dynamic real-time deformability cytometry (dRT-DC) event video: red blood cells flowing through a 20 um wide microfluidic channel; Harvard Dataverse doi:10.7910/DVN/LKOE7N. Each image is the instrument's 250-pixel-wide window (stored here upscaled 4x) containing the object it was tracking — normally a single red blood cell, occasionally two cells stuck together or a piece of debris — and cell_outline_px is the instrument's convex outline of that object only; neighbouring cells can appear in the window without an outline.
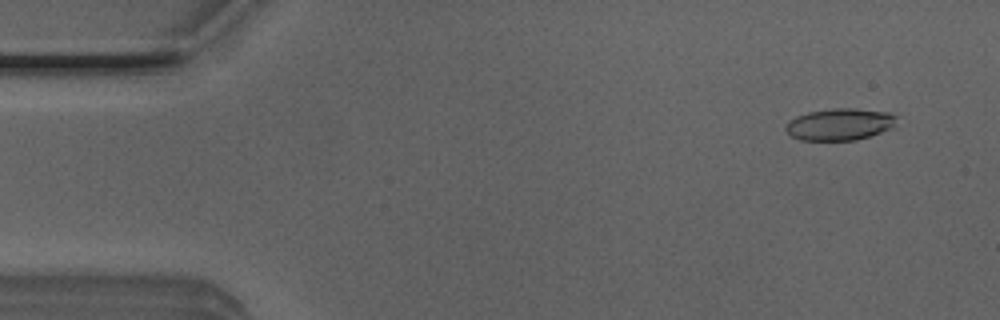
{"species": "Egyptian fruit bat (a non-hibernating species)", "species_latin": "Rousettus aegyptiacus", "temperature_condition": "room temperature", "stored_images_in_passage": 48, "camera_frame_rate_fps": 3000, "um_per_image_px": 0.085, "animal": {"sex": "male"}, "frame": {"image": 1, "passage_image": 4, "time_ms": 1.0, "image_size_px": [1000, 320], "cell_outline_px": [[896, 116], [892, 128], [856, 140], [800, 140], [792, 136], [784, 128], [788, 120], [796, 116], [808, 112], [832, 108], [856, 108], [888, 112]], "centroid_in_image_um": [71.34, 10.56], "position_along_channel_um": 13.7, "area_um2": 20.52}}
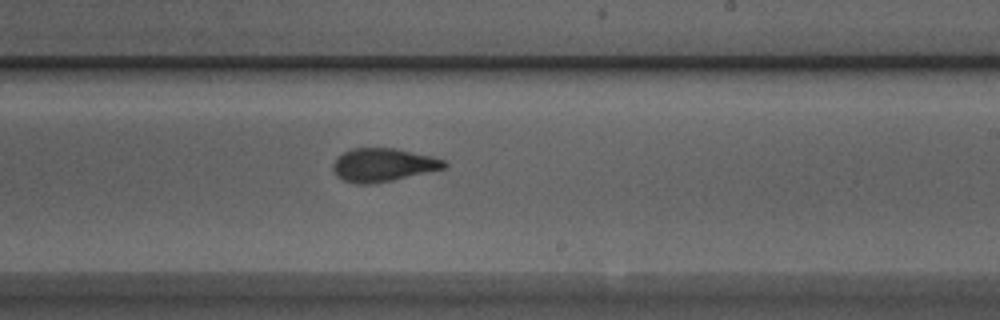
{"frame": {"image": 2, "passage_image": 30, "time_ms": 9.667, "image_size_px": [1000, 320], "cell_outline_px": [[448, 164], [444, 168], [392, 180], [368, 184], [356, 184], [344, 180], [336, 176], [332, 168], [332, 164], [336, 156], [352, 148], [396, 148], [432, 156], [444, 160]], "centroid_in_image_um": [32.51, 14.01], "position_along_channel_um": 256.5, "area_um2": 21.56}}
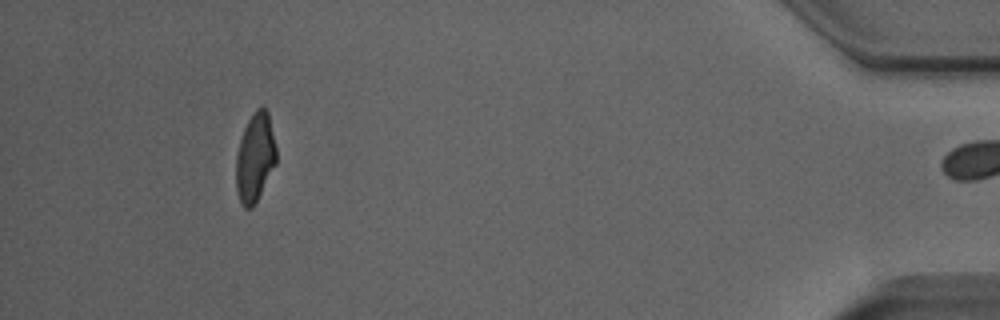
{"frame": {"image": 3, "passage_image": 47, "time_ms": 15.333, "image_size_px": [1000, 320], "cell_outline_px": [[276, 164], [252, 208], [244, 208], [240, 204], [236, 188], [236, 156], [240, 140], [244, 128], [252, 112], [260, 104], [268, 112], [276, 148]], "centroid_in_image_um": [21.67, 13.37], "position_along_channel_um": 413.5, "area_um2": 20.81}, "authors_computed_cell_mechanics": {"area_um2": 21.6172, "velocity_mm_per_s": 4.021, "shape_relaxation_time_tau1_ms": 4.7792, "shape_relaxation_time_tau2_ms": 1.4941, "deformation_change_tau1": 0.1651, "deformation_change_tau2": 0.0875}}